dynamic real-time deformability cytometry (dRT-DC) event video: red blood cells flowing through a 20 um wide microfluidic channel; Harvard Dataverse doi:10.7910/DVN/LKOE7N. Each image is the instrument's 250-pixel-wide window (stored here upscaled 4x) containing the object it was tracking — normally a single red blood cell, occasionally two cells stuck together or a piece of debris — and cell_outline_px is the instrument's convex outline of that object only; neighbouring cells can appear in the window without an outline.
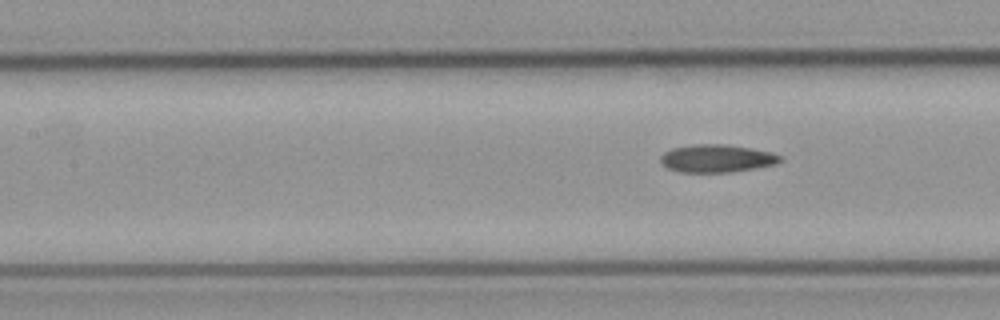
{"species": "common noctule bat (a hibernating species)", "species_latin": "Nyctalus noctula", "temperature_condition": "cold", "stored_images_in_passage": 9, "segment_of_instrument_passage": [2, 2], "camera_frame_rate_fps": 3000, "um_per_image_px": 0.085, "animal": {"sex": "male", "body_mass_g": 23.1, "forearm_length_mm": 52.7}, "frame": {"image": 1, "passage_image": 9, "time_ms": 10.333, "image_size_px": [1000, 320], "cell_outline_px": [[784, 160], [776, 164], [728, 172], [680, 172], [668, 168], [660, 160], [660, 156], [664, 152], [672, 148], [696, 144], [724, 144], [772, 152], [780, 156]], "centroid_in_image_um": [60.91, 13.46], "position_along_channel_um": 146.5, "area_um2": 19.13}}